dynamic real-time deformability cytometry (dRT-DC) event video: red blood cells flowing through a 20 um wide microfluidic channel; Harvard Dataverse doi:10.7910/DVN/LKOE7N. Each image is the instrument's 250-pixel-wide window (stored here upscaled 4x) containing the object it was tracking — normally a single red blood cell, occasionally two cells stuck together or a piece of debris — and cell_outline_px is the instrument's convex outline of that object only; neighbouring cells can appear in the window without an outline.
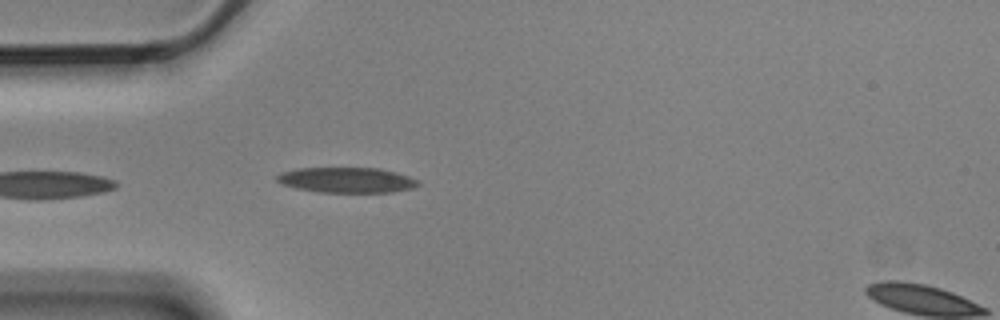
{"species": "Egyptian fruit bat (a non-hibernating species)", "species_latin": "Rousettus aegyptiacus", "temperature_condition": "cold", "stored_images_in_passage": 5, "segment_of_instrument_passage": [1, 2], "camera_frame_rate_fps": 3000, "um_per_image_px": 0.085, "animal": {"sex": "male"}, "frame": {"image": 1, "passage_image": 4, "time_ms": 1.0, "image_size_px": [1000, 320], "cell_outline_px": [[420, 184], [412, 188], [392, 192], [320, 192], [296, 188], [280, 184], [276, 180], [276, 176], [280, 172], [296, 168], [380, 168], [396, 172], [420, 180]], "centroid_in_image_um": [29.45, 15.3], "position_along_channel_um": 55.5, "area_um2": 20.98}}